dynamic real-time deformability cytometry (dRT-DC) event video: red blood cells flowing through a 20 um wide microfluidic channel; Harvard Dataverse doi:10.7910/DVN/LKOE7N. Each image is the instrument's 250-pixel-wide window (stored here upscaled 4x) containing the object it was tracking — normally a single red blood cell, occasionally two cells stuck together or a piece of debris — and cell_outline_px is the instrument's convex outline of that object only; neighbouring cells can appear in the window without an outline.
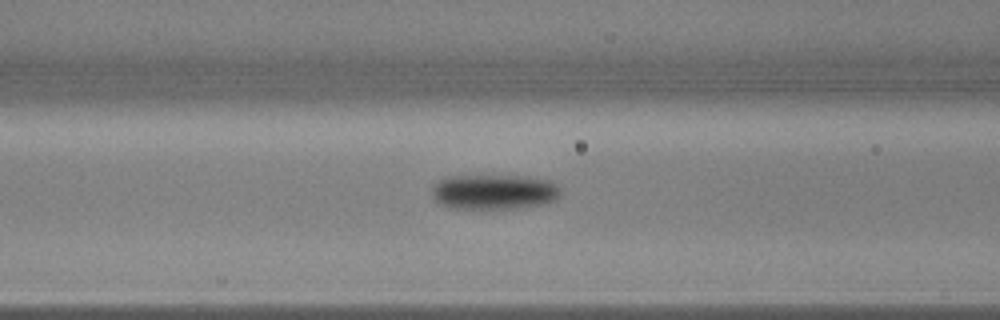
{"species": "common noctule bat (a hibernating species)", "species_latin": "Nyctalus noctula", "temperature_condition": "warm", "stored_images_in_passage": 39, "camera_frame_rate_fps": 3000, "um_per_image_px": 0.085, "animal": {"sex": "male", "body_mass_g": 17.9, "forearm_length_mm": 54.2}, "frame": {"image": 1, "passage_image": 16, "time_ms": 5.0, "image_size_px": [1000, 320], "cell_outline_px": [[560, 196], [556, 200], [548, 204], [488, 212], [480, 212], [448, 208], [432, 200], [432, 188], [444, 176], [524, 176], [552, 180], [560, 188]], "centroid_in_image_um": [41.98, 16.37], "position_along_channel_um": 124.6, "area_um2": 27.8}}
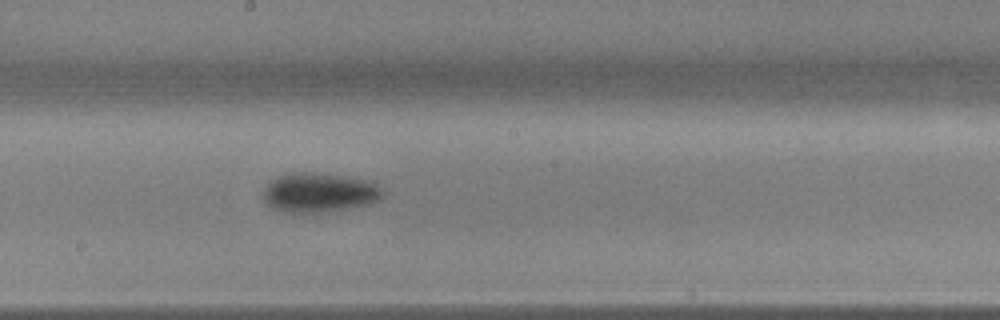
{"frame": {"image": 2, "passage_image": 24, "time_ms": 7.667, "image_size_px": [1000, 320], "cell_outline_px": [[384, 196], [380, 200], [372, 204], [328, 212], [280, 212], [272, 208], [260, 196], [260, 192], [272, 180], [284, 172], [312, 172], [344, 176], [368, 180], [384, 188]], "centroid_in_image_um": [27.13, 16.37], "position_along_channel_um": 221.1, "area_um2": 28.15}}
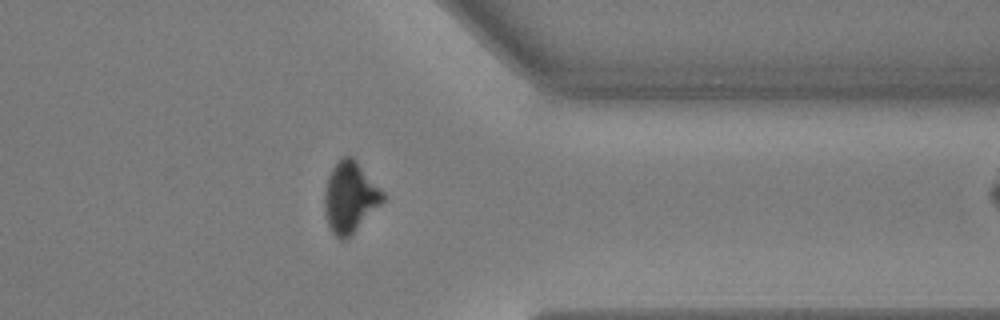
{"frame": {"image": 3, "passage_image": 38, "time_ms": 12.333, "image_size_px": [1000, 320], "cell_outline_px": [[388, 196], [348, 240], [340, 240], [332, 232], [328, 224], [324, 212], [324, 192], [328, 176], [332, 168], [344, 156], [352, 156], [356, 160]], "centroid_in_image_um": [29.76, 16.8], "position_along_channel_um": 381.6, "area_um2": 24.33}}